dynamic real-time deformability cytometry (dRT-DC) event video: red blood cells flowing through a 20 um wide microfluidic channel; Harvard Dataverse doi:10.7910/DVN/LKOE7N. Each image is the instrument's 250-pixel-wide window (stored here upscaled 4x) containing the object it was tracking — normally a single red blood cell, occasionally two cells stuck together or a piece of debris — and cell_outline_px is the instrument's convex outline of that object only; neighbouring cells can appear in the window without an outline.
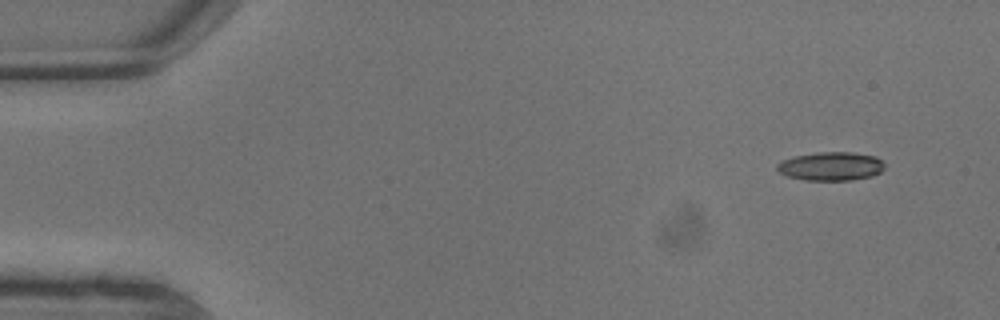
{"species": "common noctule bat (a hibernating species)", "species_latin": "Nyctalus noctula", "temperature_condition": "warm", "stored_images_in_passage": 10, "camera_frame_rate_fps": 3000, "um_per_image_px": 0.085, "animal": {"sex": "male", "body_mass_g": 13.3}, "frame": {"image": 1, "passage_image": 1, "time_ms": 0.0, "image_size_px": [1000, 320], "cell_outline_px": [[884, 168], [880, 172], [872, 176], [852, 180], [804, 180], [788, 176], [780, 172], [776, 168], [776, 164], [780, 160], [792, 156], [820, 152], [852, 152], [876, 156], [884, 164]], "centroid_in_image_um": [70.6, 14.12], "position_along_channel_um": 14.4, "area_um2": 18.03}}
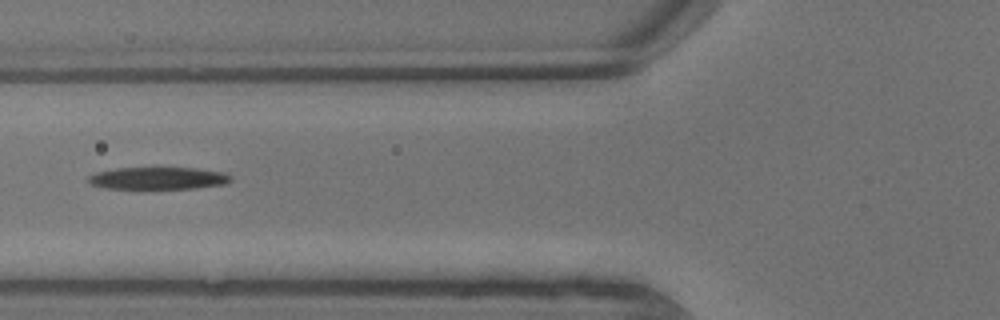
{"frame": {"image": 2, "passage_image": 7, "time_ms": 2.0, "image_size_px": [1000, 320], "cell_outline_px": [[232, 180], [228, 184], [196, 188], [104, 188], [92, 184], [88, 180], [88, 176], [96, 172], [116, 168], [196, 168], [224, 172], [232, 176]], "centroid_in_image_um": [13.5, 15.14], "position_along_channel_um": 112.3, "area_um2": 18.44}}
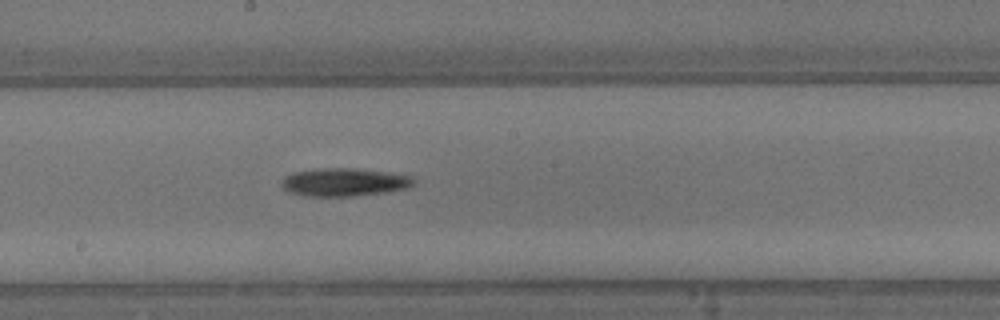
{"frame": {"image": 3, "passage_image": 10, "time_ms": 3.0, "image_size_px": [1000, 320], "cell_outline_px": [[416, 184], [408, 188], [384, 192], [352, 196], [308, 196], [288, 192], [280, 184], [284, 176], [292, 172], [324, 168], [352, 168], [388, 172], [412, 176], [416, 180]], "centroid_in_image_um": [29.27, 15.48], "position_along_channel_um": 218.9, "area_um2": 21.68}}